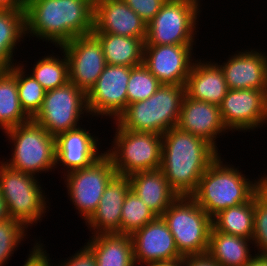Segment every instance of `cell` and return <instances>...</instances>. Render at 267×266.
Returning <instances> with one entry per match:
<instances>
[{"mask_svg": "<svg viewBox=\"0 0 267 266\" xmlns=\"http://www.w3.org/2000/svg\"><path fill=\"white\" fill-rule=\"evenodd\" d=\"M203 138L173 127L162 135L160 169L178 196H191L207 168L219 157Z\"/></svg>", "mask_w": 267, "mask_h": 266, "instance_id": "cell-1", "label": "cell"}, {"mask_svg": "<svg viewBox=\"0 0 267 266\" xmlns=\"http://www.w3.org/2000/svg\"><path fill=\"white\" fill-rule=\"evenodd\" d=\"M26 33L59 47L92 34L94 0H26Z\"/></svg>", "mask_w": 267, "mask_h": 266, "instance_id": "cell-2", "label": "cell"}, {"mask_svg": "<svg viewBox=\"0 0 267 266\" xmlns=\"http://www.w3.org/2000/svg\"><path fill=\"white\" fill-rule=\"evenodd\" d=\"M220 158L207 168L190 196L211 218L223 209L249 202L256 195V182L238 168L223 165Z\"/></svg>", "mask_w": 267, "mask_h": 266, "instance_id": "cell-3", "label": "cell"}, {"mask_svg": "<svg viewBox=\"0 0 267 266\" xmlns=\"http://www.w3.org/2000/svg\"><path fill=\"white\" fill-rule=\"evenodd\" d=\"M185 85H161L148 99L128 104L116 119L128 131L163 135L177 127Z\"/></svg>", "mask_w": 267, "mask_h": 266, "instance_id": "cell-4", "label": "cell"}, {"mask_svg": "<svg viewBox=\"0 0 267 266\" xmlns=\"http://www.w3.org/2000/svg\"><path fill=\"white\" fill-rule=\"evenodd\" d=\"M161 217L182 257L207 253L212 218L190 196H178Z\"/></svg>", "mask_w": 267, "mask_h": 266, "instance_id": "cell-5", "label": "cell"}, {"mask_svg": "<svg viewBox=\"0 0 267 266\" xmlns=\"http://www.w3.org/2000/svg\"><path fill=\"white\" fill-rule=\"evenodd\" d=\"M5 134L14 143L11 160L4 162L8 167L31 175L56 167L55 137L32 119Z\"/></svg>", "mask_w": 267, "mask_h": 266, "instance_id": "cell-6", "label": "cell"}, {"mask_svg": "<svg viewBox=\"0 0 267 266\" xmlns=\"http://www.w3.org/2000/svg\"><path fill=\"white\" fill-rule=\"evenodd\" d=\"M113 149L104 152L112 161L117 175L159 169L162 155V135L123 129L117 122Z\"/></svg>", "mask_w": 267, "mask_h": 266, "instance_id": "cell-7", "label": "cell"}, {"mask_svg": "<svg viewBox=\"0 0 267 266\" xmlns=\"http://www.w3.org/2000/svg\"><path fill=\"white\" fill-rule=\"evenodd\" d=\"M0 193L4 198L8 217L25 227L45 215L47 202L34 175L23 173L0 162ZM42 216V217H41Z\"/></svg>", "mask_w": 267, "mask_h": 266, "instance_id": "cell-8", "label": "cell"}, {"mask_svg": "<svg viewBox=\"0 0 267 266\" xmlns=\"http://www.w3.org/2000/svg\"><path fill=\"white\" fill-rule=\"evenodd\" d=\"M198 0H167L147 24L144 45H193Z\"/></svg>", "mask_w": 267, "mask_h": 266, "instance_id": "cell-9", "label": "cell"}, {"mask_svg": "<svg viewBox=\"0 0 267 266\" xmlns=\"http://www.w3.org/2000/svg\"><path fill=\"white\" fill-rule=\"evenodd\" d=\"M84 112L88 113L86 94L68 82L62 87L46 91L42 107L32 120L56 138L79 127L77 124Z\"/></svg>", "mask_w": 267, "mask_h": 266, "instance_id": "cell-10", "label": "cell"}, {"mask_svg": "<svg viewBox=\"0 0 267 266\" xmlns=\"http://www.w3.org/2000/svg\"><path fill=\"white\" fill-rule=\"evenodd\" d=\"M117 175L104 153L91 166L66 173L68 195L85 222L93 215L109 182Z\"/></svg>", "mask_w": 267, "mask_h": 266, "instance_id": "cell-11", "label": "cell"}, {"mask_svg": "<svg viewBox=\"0 0 267 266\" xmlns=\"http://www.w3.org/2000/svg\"><path fill=\"white\" fill-rule=\"evenodd\" d=\"M131 68L106 64L96 83L86 94L90 115L111 116L116 122L128 106L127 84Z\"/></svg>", "mask_w": 267, "mask_h": 266, "instance_id": "cell-12", "label": "cell"}, {"mask_svg": "<svg viewBox=\"0 0 267 266\" xmlns=\"http://www.w3.org/2000/svg\"><path fill=\"white\" fill-rule=\"evenodd\" d=\"M60 47L68 60L69 82L87 94L106 66L101 43L89 34L75 37Z\"/></svg>", "mask_w": 267, "mask_h": 266, "instance_id": "cell-13", "label": "cell"}, {"mask_svg": "<svg viewBox=\"0 0 267 266\" xmlns=\"http://www.w3.org/2000/svg\"><path fill=\"white\" fill-rule=\"evenodd\" d=\"M219 108L227 130H253L267 122V91L228 89Z\"/></svg>", "mask_w": 267, "mask_h": 266, "instance_id": "cell-14", "label": "cell"}, {"mask_svg": "<svg viewBox=\"0 0 267 266\" xmlns=\"http://www.w3.org/2000/svg\"><path fill=\"white\" fill-rule=\"evenodd\" d=\"M193 45H144L143 64L162 85H185Z\"/></svg>", "mask_w": 267, "mask_h": 266, "instance_id": "cell-15", "label": "cell"}, {"mask_svg": "<svg viewBox=\"0 0 267 266\" xmlns=\"http://www.w3.org/2000/svg\"><path fill=\"white\" fill-rule=\"evenodd\" d=\"M135 265L182 259L175 239L161 216L131 235Z\"/></svg>", "mask_w": 267, "mask_h": 266, "instance_id": "cell-16", "label": "cell"}, {"mask_svg": "<svg viewBox=\"0 0 267 266\" xmlns=\"http://www.w3.org/2000/svg\"><path fill=\"white\" fill-rule=\"evenodd\" d=\"M92 33L146 38L147 24L123 0H94Z\"/></svg>", "mask_w": 267, "mask_h": 266, "instance_id": "cell-17", "label": "cell"}, {"mask_svg": "<svg viewBox=\"0 0 267 266\" xmlns=\"http://www.w3.org/2000/svg\"><path fill=\"white\" fill-rule=\"evenodd\" d=\"M228 89H255L267 91V56L257 51L234 54L219 65Z\"/></svg>", "mask_w": 267, "mask_h": 266, "instance_id": "cell-18", "label": "cell"}, {"mask_svg": "<svg viewBox=\"0 0 267 266\" xmlns=\"http://www.w3.org/2000/svg\"><path fill=\"white\" fill-rule=\"evenodd\" d=\"M177 127L184 132L203 138L216 149L218 147L214 140L218 134L227 130L223 124L219 106L194 100L186 94L182 101Z\"/></svg>", "mask_w": 267, "mask_h": 266, "instance_id": "cell-19", "label": "cell"}, {"mask_svg": "<svg viewBox=\"0 0 267 266\" xmlns=\"http://www.w3.org/2000/svg\"><path fill=\"white\" fill-rule=\"evenodd\" d=\"M98 138L81 127L68 130L55 138V163H62L67 172L91 166L100 157L98 154Z\"/></svg>", "mask_w": 267, "mask_h": 266, "instance_id": "cell-20", "label": "cell"}, {"mask_svg": "<svg viewBox=\"0 0 267 266\" xmlns=\"http://www.w3.org/2000/svg\"><path fill=\"white\" fill-rule=\"evenodd\" d=\"M131 190L128 176L116 175L107 185L93 215L86 221L92 234H120L122 206ZM96 229V230H95Z\"/></svg>", "mask_w": 267, "mask_h": 266, "instance_id": "cell-21", "label": "cell"}, {"mask_svg": "<svg viewBox=\"0 0 267 266\" xmlns=\"http://www.w3.org/2000/svg\"><path fill=\"white\" fill-rule=\"evenodd\" d=\"M227 91L224 73L218 63L194 62L185 84L188 97L220 106Z\"/></svg>", "mask_w": 267, "mask_h": 266, "instance_id": "cell-22", "label": "cell"}, {"mask_svg": "<svg viewBox=\"0 0 267 266\" xmlns=\"http://www.w3.org/2000/svg\"><path fill=\"white\" fill-rule=\"evenodd\" d=\"M131 190L157 216H161L177 199L178 195L171 189L162 170H146L128 176Z\"/></svg>", "mask_w": 267, "mask_h": 266, "instance_id": "cell-23", "label": "cell"}, {"mask_svg": "<svg viewBox=\"0 0 267 266\" xmlns=\"http://www.w3.org/2000/svg\"><path fill=\"white\" fill-rule=\"evenodd\" d=\"M85 246L94 255L97 266H135L131 235L95 234Z\"/></svg>", "mask_w": 267, "mask_h": 266, "instance_id": "cell-24", "label": "cell"}, {"mask_svg": "<svg viewBox=\"0 0 267 266\" xmlns=\"http://www.w3.org/2000/svg\"><path fill=\"white\" fill-rule=\"evenodd\" d=\"M252 240L210 230L207 254L220 266H245L255 256H251L249 242Z\"/></svg>", "mask_w": 267, "mask_h": 266, "instance_id": "cell-25", "label": "cell"}, {"mask_svg": "<svg viewBox=\"0 0 267 266\" xmlns=\"http://www.w3.org/2000/svg\"><path fill=\"white\" fill-rule=\"evenodd\" d=\"M101 43L106 64L135 67L143 63L145 38L92 33Z\"/></svg>", "mask_w": 267, "mask_h": 266, "instance_id": "cell-26", "label": "cell"}, {"mask_svg": "<svg viewBox=\"0 0 267 266\" xmlns=\"http://www.w3.org/2000/svg\"><path fill=\"white\" fill-rule=\"evenodd\" d=\"M30 120L20 105L16 77L0 69V127L7 131Z\"/></svg>", "mask_w": 267, "mask_h": 266, "instance_id": "cell-27", "label": "cell"}, {"mask_svg": "<svg viewBox=\"0 0 267 266\" xmlns=\"http://www.w3.org/2000/svg\"><path fill=\"white\" fill-rule=\"evenodd\" d=\"M216 231L252 240L254 231V197L246 203L221 210L212 217Z\"/></svg>", "mask_w": 267, "mask_h": 266, "instance_id": "cell-28", "label": "cell"}, {"mask_svg": "<svg viewBox=\"0 0 267 266\" xmlns=\"http://www.w3.org/2000/svg\"><path fill=\"white\" fill-rule=\"evenodd\" d=\"M25 34V10H0V69L15 65L13 51Z\"/></svg>", "mask_w": 267, "mask_h": 266, "instance_id": "cell-29", "label": "cell"}, {"mask_svg": "<svg viewBox=\"0 0 267 266\" xmlns=\"http://www.w3.org/2000/svg\"><path fill=\"white\" fill-rule=\"evenodd\" d=\"M23 67L13 65L8 70L16 77L21 108L30 119H33L42 107L46 90L31 74L26 75Z\"/></svg>", "mask_w": 267, "mask_h": 266, "instance_id": "cell-30", "label": "cell"}, {"mask_svg": "<svg viewBox=\"0 0 267 266\" xmlns=\"http://www.w3.org/2000/svg\"><path fill=\"white\" fill-rule=\"evenodd\" d=\"M63 59L48 55L34 65L31 75L46 90L62 87L69 82V64L66 55Z\"/></svg>", "mask_w": 267, "mask_h": 266, "instance_id": "cell-31", "label": "cell"}, {"mask_svg": "<svg viewBox=\"0 0 267 266\" xmlns=\"http://www.w3.org/2000/svg\"><path fill=\"white\" fill-rule=\"evenodd\" d=\"M157 215L143 203L133 190L127 193L122 206L120 234L132 235Z\"/></svg>", "mask_w": 267, "mask_h": 266, "instance_id": "cell-32", "label": "cell"}, {"mask_svg": "<svg viewBox=\"0 0 267 266\" xmlns=\"http://www.w3.org/2000/svg\"><path fill=\"white\" fill-rule=\"evenodd\" d=\"M161 85L160 81L143 63L132 67L127 84L128 104L148 99Z\"/></svg>", "mask_w": 267, "mask_h": 266, "instance_id": "cell-33", "label": "cell"}, {"mask_svg": "<svg viewBox=\"0 0 267 266\" xmlns=\"http://www.w3.org/2000/svg\"><path fill=\"white\" fill-rule=\"evenodd\" d=\"M25 227L19 221L7 218L0 221V266H4L9 257L26 236Z\"/></svg>", "mask_w": 267, "mask_h": 266, "instance_id": "cell-34", "label": "cell"}, {"mask_svg": "<svg viewBox=\"0 0 267 266\" xmlns=\"http://www.w3.org/2000/svg\"><path fill=\"white\" fill-rule=\"evenodd\" d=\"M254 241L259 256H267V202L259 196H254Z\"/></svg>", "mask_w": 267, "mask_h": 266, "instance_id": "cell-35", "label": "cell"}, {"mask_svg": "<svg viewBox=\"0 0 267 266\" xmlns=\"http://www.w3.org/2000/svg\"><path fill=\"white\" fill-rule=\"evenodd\" d=\"M148 24L167 0H123Z\"/></svg>", "mask_w": 267, "mask_h": 266, "instance_id": "cell-36", "label": "cell"}, {"mask_svg": "<svg viewBox=\"0 0 267 266\" xmlns=\"http://www.w3.org/2000/svg\"><path fill=\"white\" fill-rule=\"evenodd\" d=\"M58 266H97V263L92 252L86 246H83L68 261Z\"/></svg>", "mask_w": 267, "mask_h": 266, "instance_id": "cell-37", "label": "cell"}, {"mask_svg": "<svg viewBox=\"0 0 267 266\" xmlns=\"http://www.w3.org/2000/svg\"><path fill=\"white\" fill-rule=\"evenodd\" d=\"M181 266H220L207 253L203 255L185 256L181 259Z\"/></svg>", "mask_w": 267, "mask_h": 266, "instance_id": "cell-38", "label": "cell"}, {"mask_svg": "<svg viewBox=\"0 0 267 266\" xmlns=\"http://www.w3.org/2000/svg\"><path fill=\"white\" fill-rule=\"evenodd\" d=\"M26 0H0V10H24Z\"/></svg>", "mask_w": 267, "mask_h": 266, "instance_id": "cell-39", "label": "cell"}, {"mask_svg": "<svg viewBox=\"0 0 267 266\" xmlns=\"http://www.w3.org/2000/svg\"><path fill=\"white\" fill-rule=\"evenodd\" d=\"M245 266H267V256L255 254V257Z\"/></svg>", "mask_w": 267, "mask_h": 266, "instance_id": "cell-40", "label": "cell"}, {"mask_svg": "<svg viewBox=\"0 0 267 266\" xmlns=\"http://www.w3.org/2000/svg\"><path fill=\"white\" fill-rule=\"evenodd\" d=\"M256 182V193H267V176H263Z\"/></svg>", "mask_w": 267, "mask_h": 266, "instance_id": "cell-41", "label": "cell"}, {"mask_svg": "<svg viewBox=\"0 0 267 266\" xmlns=\"http://www.w3.org/2000/svg\"><path fill=\"white\" fill-rule=\"evenodd\" d=\"M147 266H181V259H175L171 261H163L149 264Z\"/></svg>", "mask_w": 267, "mask_h": 266, "instance_id": "cell-42", "label": "cell"}, {"mask_svg": "<svg viewBox=\"0 0 267 266\" xmlns=\"http://www.w3.org/2000/svg\"><path fill=\"white\" fill-rule=\"evenodd\" d=\"M7 218L9 217H8L5 201H4L3 196L0 193V221H3Z\"/></svg>", "mask_w": 267, "mask_h": 266, "instance_id": "cell-43", "label": "cell"}, {"mask_svg": "<svg viewBox=\"0 0 267 266\" xmlns=\"http://www.w3.org/2000/svg\"><path fill=\"white\" fill-rule=\"evenodd\" d=\"M256 195L267 202V193H256Z\"/></svg>", "mask_w": 267, "mask_h": 266, "instance_id": "cell-44", "label": "cell"}]
</instances>
